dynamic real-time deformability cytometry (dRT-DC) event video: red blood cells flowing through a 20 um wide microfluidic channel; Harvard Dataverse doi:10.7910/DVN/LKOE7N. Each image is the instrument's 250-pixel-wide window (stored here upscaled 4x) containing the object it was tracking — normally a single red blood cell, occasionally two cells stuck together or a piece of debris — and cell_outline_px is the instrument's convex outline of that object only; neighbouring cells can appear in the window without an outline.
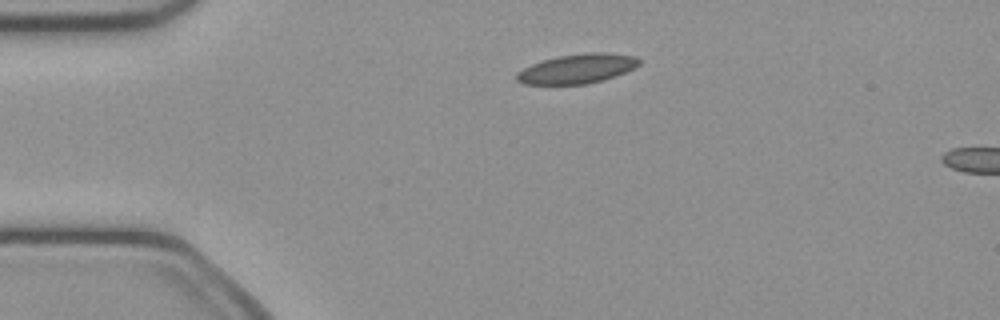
{"species": "common noctule bat (a hibernating species)", "species_latin": "Nyctalus noctula", "temperature_condition": "cold", "stored_images_in_passage": 4, "camera_frame_rate_fps": 3000, "um_per_image_px": 0.085, "animal": {"sex": "female", "body_mass_g": 21.9}, "frame": {"image": 1, "passage_image": 1, "time_ms": 0.0, "image_size_px": [1000, 320], "cell_outline_px": [[640, 64], [616, 76], [604, 80], [588, 84], [524, 84], [516, 80], [516, 72], [532, 64], [544, 60], [560, 56], [588, 52], [608, 52], [636, 56], [640, 60]], "centroid_in_image_um": [49.08, 5.84], "position_along_channel_um": 35.9, "area_um2": 20.98}}